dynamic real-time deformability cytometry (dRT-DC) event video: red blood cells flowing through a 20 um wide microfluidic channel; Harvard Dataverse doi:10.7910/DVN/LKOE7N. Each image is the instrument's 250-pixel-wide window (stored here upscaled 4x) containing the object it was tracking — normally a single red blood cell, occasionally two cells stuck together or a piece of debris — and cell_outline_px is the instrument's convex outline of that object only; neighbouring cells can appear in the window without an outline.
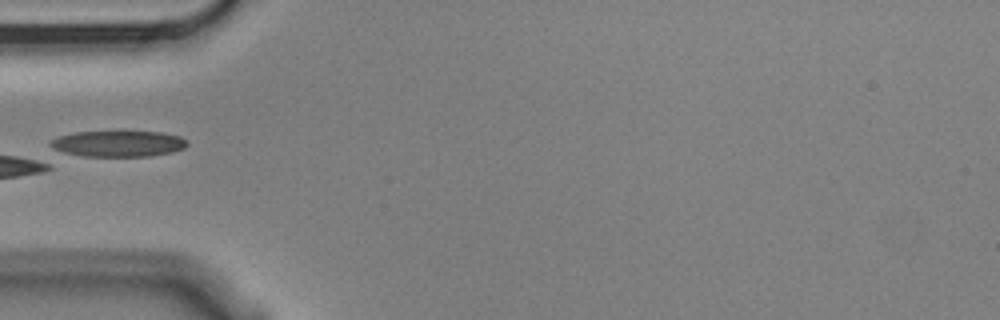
{"species": "Egyptian fruit bat (a non-hibernating species)", "species_latin": "Rousettus aegyptiacus", "temperature_condition": "cold", "stored_images_in_passage": 6, "camera_frame_rate_fps": 3000, "um_per_image_px": 0.085, "animal": {"sex": "male"}, "frame": {"image": 1, "passage_image": 6, "time_ms": 1.667, "image_size_px": [1000, 320], "cell_outline_px": [[188, 144], [184, 148], [172, 152], [148, 156], [80, 156], [52, 152], [48, 144], [52, 140], [60, 136], [76, 132], [160, 132], [180, 136], [188, 140]], "centroid_in_image_um": [9.97, 12.23], "position_along_channel_um": 75.0, "area_um2": 20.98}}